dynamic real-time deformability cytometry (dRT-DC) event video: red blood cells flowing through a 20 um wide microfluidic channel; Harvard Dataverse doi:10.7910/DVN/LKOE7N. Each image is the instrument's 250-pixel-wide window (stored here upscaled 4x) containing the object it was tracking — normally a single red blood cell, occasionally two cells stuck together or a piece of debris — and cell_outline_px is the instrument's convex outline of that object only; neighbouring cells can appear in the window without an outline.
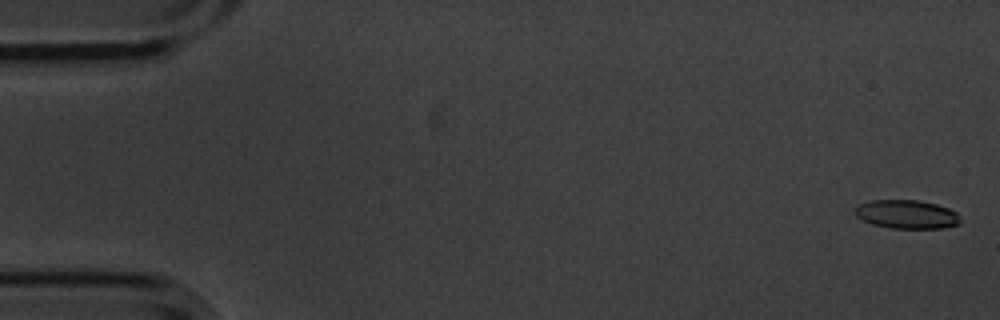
{"species": "common noctule bat (a hibernating species)", "species_latin": "Nyctalus noctula", "temperature_condition": "cold", "stored_images_in_passage": 5, "camera_frame_rate_fps": 3000, "um_per_image_px": 0.085, "animal": {"sex": "male", "body_mass_g": 20.1, "forearm_length_mm": 53.5}, "frame": {"image": 1, "passage_image": 1, "time_ms": 0.0, "image_size_px": [1000, 320], "cell_outline_px": [[960, 224], [940, 228], [892, 228], [872, 224], [856, 216], [852, 208], [860, 204], [872, 200], [920, 200], [936, 204], [948, 208], [956, 212], [960, 220]], "centroid_in_image_um": [77.05, 18.21], "position_along_channel_um": 8.0, "area_um2": 17.57}}
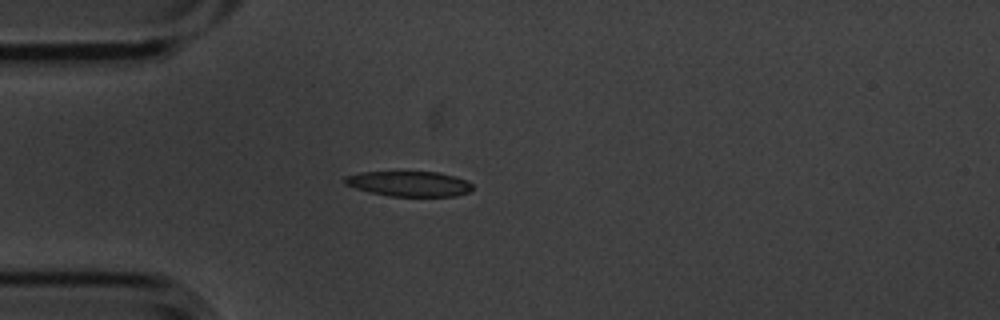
{"frame": {"image": 2, "passage_image": 5, "time_ms": 1.333, "image_size_px": [1000, 320], "cell_outline_px": [[472, 188], [468, 192], [456, 196], [388, 196], [356, 188], [344, 184], [344, 176], [360, 172], [440, 172], [456, 176], [468, 180], [472, 184]], "centroid_in_image_um": [34.8, 15.61], "position_along_channel_um": 50.2, "area_um2": 18.79}}